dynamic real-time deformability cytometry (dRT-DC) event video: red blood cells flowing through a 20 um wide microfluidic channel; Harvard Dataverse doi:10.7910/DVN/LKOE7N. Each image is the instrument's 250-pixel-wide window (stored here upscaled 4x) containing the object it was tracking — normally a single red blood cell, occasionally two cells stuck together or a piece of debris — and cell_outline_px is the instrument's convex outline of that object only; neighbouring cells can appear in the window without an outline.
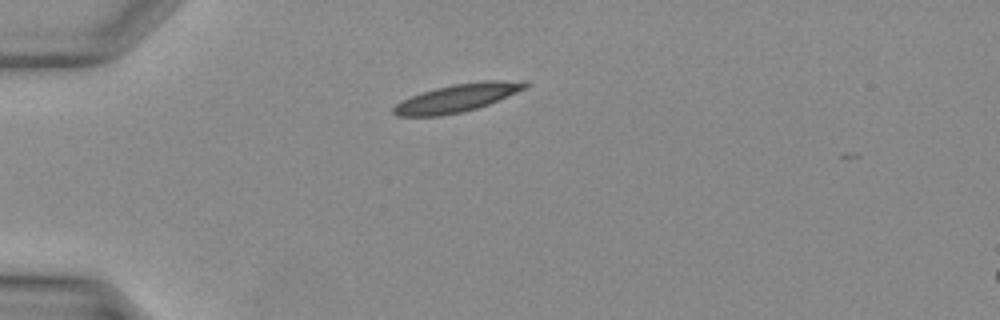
{"species": "Egyptian fruit bat (a non-hibernating species)", "species_latin": "Rousettus aegyptiacus", "temperature_condition": "warm", "stored_images_in_passage": 2, "camera_frame_rate_fps": 3000, "um_per_image_px": 0.085, "animal": {"sex": "female"}, "frame": {"image": 1, "passage_image": 1, "time_ms": 0.0, "image_size_px": [1000, 320], "cell_outline_px": [[528, 84], [524, 88], [516, 92], [488, 104], [464, 112], [440, 116], [396, 116], [392, 112], [392, 108], [396, 104], [412, 96], [436, 88], [452, 84], [480, 80], [528, 80]], "centroid_in_image_um": [38.87, 8.31], "position_along_channel_um": 46.1, "area_um2": 21.33}}